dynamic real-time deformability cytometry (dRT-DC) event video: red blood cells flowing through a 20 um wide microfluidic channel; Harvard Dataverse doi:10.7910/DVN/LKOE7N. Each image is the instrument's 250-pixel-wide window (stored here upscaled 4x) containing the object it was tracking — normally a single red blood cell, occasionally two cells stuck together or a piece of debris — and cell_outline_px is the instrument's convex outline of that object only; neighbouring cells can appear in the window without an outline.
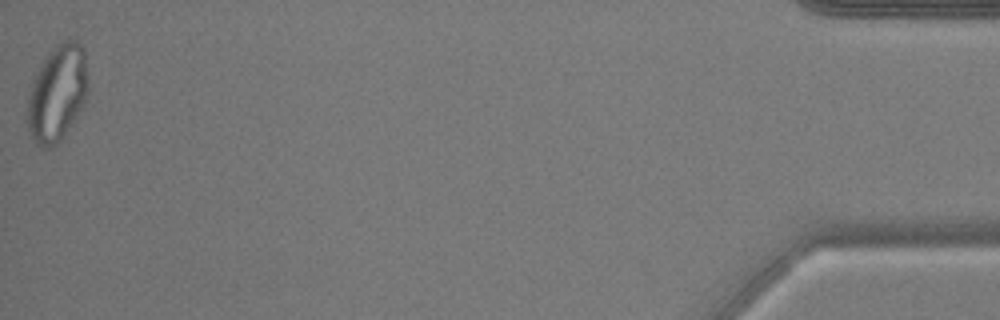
{"species": "common noctule bat (a hibernating species)", "species_latin": "Nyctalus noctula", "temperature_condition": "warm", "stored_images_in_passage": 53, "camera_frame_rate_fps": 3000, "um_per_image_px": 0.085, "animal": {"sex": "male", "body_mass_g": 17.9, "forearm_length_mm": 54.2}, "frame": {"image": 1, "passage_image": 53, "time_ms": 17.333, "image_size_px": [1000, 320], "cell_outline_px": [[88, 92], [80, 108], [60, 140], [56, 144], [48, 148], [40, 148], [36, 144], [28, 132], [28, 96], [32, 80], [36, 72], [48, 52], [56, 44], [64, 40], [76, 40], [84, 48], [88, 80]], "centroid_in_image_um": [4.85, 7.89], "position_along_channel_um": 430.3, "area_um2": 33.81}, "authors_computed_cell_mechanics": {"area_um2": 29.5936, "velocity_mm_per_s": 3.8211, "shape_relaxation_time_tau1_ms": null, "shape_relaxation_time_tau2_ms": 1.2087, "deformation_change_tau1": null, "deformation_change_tau2": 0.0872}}